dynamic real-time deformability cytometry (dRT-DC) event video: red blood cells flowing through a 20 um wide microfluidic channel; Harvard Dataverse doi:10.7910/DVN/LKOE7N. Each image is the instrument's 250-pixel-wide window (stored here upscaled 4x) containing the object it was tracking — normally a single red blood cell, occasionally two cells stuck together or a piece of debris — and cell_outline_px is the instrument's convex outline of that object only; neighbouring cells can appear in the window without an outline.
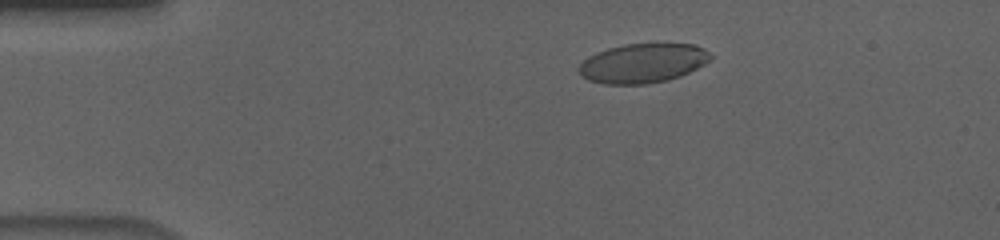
{"species": "human", "species_latin": "Homo sapiens", "temperature_condition": "cold", "stored_images_in_passage": 57, "camera_frame_rate_fps": 3000, "um_per_image_px": 0.085, "donor": {"sex": "male"}, "frame": {"image": 1, "passage_image": 11, "time_ms": 3.333, "image_size_px": [1000, 240], "cell_outline_px": [[712, 56], [704, 64], [680, 76], [668, 80], [644, 84], [604, 84], [588, 80], [580, 76], [576, 68], [588, 56], [596, 52], [608, 48], [624, 44], [696, 44], [704, 48]], "centroid_in_image_um": [54.59, 5.37], "position_along_channel_um": 30.4, "area_um2": 30.23}}
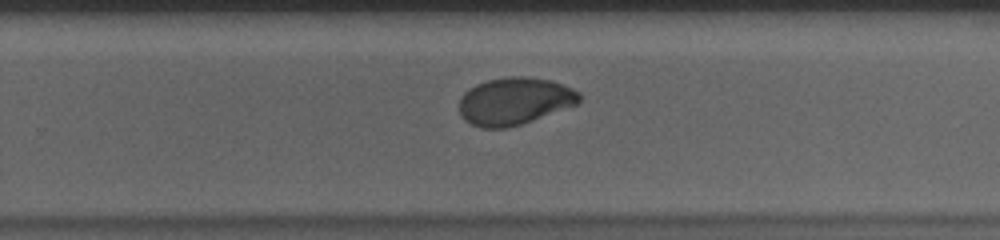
{"frame": {"image": 2, "passage_image": 37, "time_ms": 12.0, "image_size_px": [1000, 240], "cell_outline_px": [[580, 100], [576, 104], [532, 120], [508, 128], [480, 128], [464, 120], [460, 112], [460, 96], [468, 88], [476, 84], [488, 80], [512, 76], [524, 76], [552, 80], [564, 84], [580, 92]], "centroid_in_image_um": [43.72, 8.58], "position_along_channel_um": 286.1, "area_um2": 33.06}}
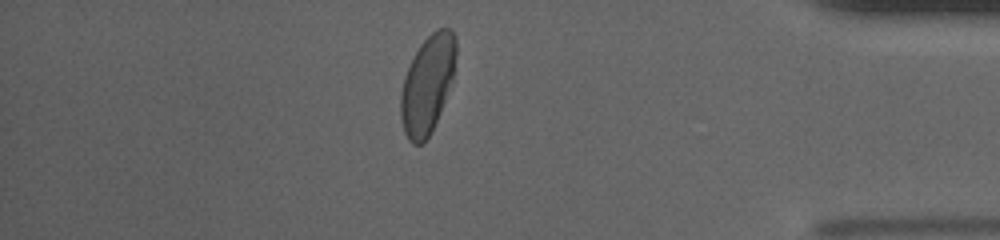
{"frame": {"image": 3, "passage_image": 49, "time_ms": 16.0, "image_size_px": [1000, 240], "cell_outline_px": [[456, 56], [452, 80], [440, 112], [432, 132], [420, 144], [412, 144], [408, 140], [404, 132], [400, 116], [400, 92], [404, 76], [420, 44], [436, 28], [452, 28], [456, 36]], "centroid_in_image_um": [36.33, 7.16], "position_along_channel_um": 398.9, "area_um2": 31.56}, "authors_computed_cell_mechanics": {"area_um2": 32.5414, "velocity_mm_per_s": 3.6524, "shape_relaxation_time_tau1_ms": 5.5674, "shape_relaxation_time_tau2_ms": 1.1072, "deformation_change_tau1": 0.164, "deformation_change_tau2": 0.0379}}